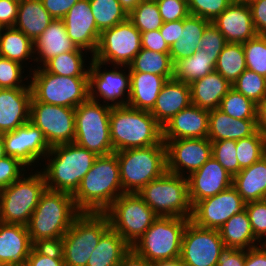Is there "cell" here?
I'll list each match as a JSON object with an SVG mask.
<instances>
[{
  "instance_id": "1",
  "label": "cell",
  "mask_w": 266,
  "mask_h": 266,
  "mask_svg": "<svg viewBox=\"0 0 266 266\" xmlns=\"http://www.w3.org/2000/svg\"><path fill=\"white\" fill-rule=\"evenodd\" d=\"M81 212L72 194L45 189L27 225L33 245H57Z\"/></svg>"
},
{
  "instance_id": "2",
  "label": "cell",
  "mask_w": 266,
  "mask_h": 266,
  "mask_svg": "<svg viewBox=\"0 0 266 266\" xmlns=\"http://www.w3.org/2000/svg\"><path fill=\"white\" fill-rule=\"evenodd\" d=\"M124 193L117 155L98 156L72 195L80 212L104 213Z\"/></svg>"
},
{
  "instance_id": "3",
  "label": "cell",
  "mask_w": 266,
  "mask_h": 266,
  "mask_svg": "<svg viewBox=\"0 0 266 266\" xmlns=\"http://www.w3.org/2000/svg\"><path fill=\"white\" fill-rule=\"evenodd\" d=\"M110 138L114 152L165 144L163 127L151 113L128 105L111 108Z\"/></svg>"
},
{
  "instance_id": "4",
  "label": "cell",
  "mask_w": 266,
  "mask_h": 266,
  "mask_svg": "<svg viewBox=\"0 0 266 266\" xmlns=\"http://www.w3.org/2000/svg\"><path fill=\"white\" fill-rule=\"evenodd\" d=\"M47 155L45 157L49 163L41 171L45 178L46 189L72 195L98 157L75 142L55 145Z\"/></svg>"
},
{
  "instance_id": "5",
  "label": "cell",
  "mask_w": 266,
  "mask_h": 266,
  "mask_svg": "<svg viewBox=\"0 0 266 266\" xmlns=\"http://www.w3.org/2000/svg\"><path fill=\"white\" fill-rule=\"evenodd\" d=\"M124 193H138L167 172L165 144L114 152Z\"/></svg>"
},
{
  "instance_id": "6",
  "label": "cell",
  "mask_w": 266,
  "mask_h": 266,
  "mask_svg": "<svg viewBox=\"0 0 266 266\" xmlns=\"http://www.w3.org/2000/svg\"><path fill=\"white\" fill-rule=\"evenodd\" d=\"M109 228L105 213L81 212L57 244L65 266H86L101 236Z\"/></svg>"
},
{
  "instance_id": "7",
  "label": "cell",
  "mask_w": 266,
  "mask_h": 266,
  "mask_svg": "<svg viewBox=\"0 0 266 266\" xmlns=\"http://www.w3.org/2000/svg\"><path fill=\"white\" fill-rule=\"evenodd\" d=\"M189 221L183 217L158 216L131 248L151 263L180 259L182 237Z\"/></svg>"
},
{
  "instance_id": "8",
  "label": "cell",
  "mask_w": 266,
  "mask_h": 266,
  "mask_svg": "<svg viewBox=\"0 0 266 266\" xmlns=\"http://www.w3.org/2000/svg\"><path fill=\"white\" fill-rule=\"evenodd\" d=\"M137 194L157 216L191 218L192 206L188 197L186 176L166 172Z\"/></svg>"
},
{
  "instance_id": "9",
  "label": "cell",
  "mask_w": 266,
  "mask_h": 266,
  "mask_svg": "<svg viewBox=\"0 0 266 266\" xmlns=\"http://www.w3.org/2000/svg\"><path fill=\"white\" fill-rule=\"evenodd\" d=\"M111 108L89 98L77 106L74 142L97 156L114 153L110 138Z\"/></svg>"
},
{
  "instance_id": "10",
  "label": "cell",
  "mask_w": 266,
  "mask_h": 266,
  "mask_svg": "<svg viewBox=\"0 0 266 266\" xmlns=\"http://www.w3.org/2000/svg\"><path fill=\"white\" fill-rule=\"evenodd\" d=\"M34 68L30 81L32 97L46 104L76 108L89 98L88 77H65Z\"/></svg>"
},
{
  "instance_id": "11",
  "label": "cell",
  "mask_w": 266,
  "mask_h": 266,
  "mask_svg": "<svg viewBox=\"0 0 266 266\" xmlns=\"http://www.w3.org/2000/svg\"><path fill=\"white\" fill-rule=\"evenodd\" d=\"M46 184L43 173L37 171L13 182L0 191V222L27 226L38 205Z\"/></svg>"
},
{
  "instance_id": "12",
  "label": "cell",
  "mask_w": 266,
  "mask_h": 266,
  "mask_svg": "<svg viewBox=\"0 0 266 266\" xmlns=\"http://www.w3.org/2000/svg\"><path fill=\"white\" fill-rule=\"evenodd\" d=\"M110 227L132 246L158 217L137 193H123L104 212Z\"/></svg>"
},
{
  "instance_id": "13",
  "label": "cell",
  "mask_w": 266,
  "mask_h": 266,
  "mask_svg": "<svg viewBox=\"0 0 266 266\" xmlns=\"http://www.w3.org/2000/svg\"><path fill=\"white\" fill-rule=\"evenodd\" d=\"M141 48V32L127 18L100 33L92 58L103 64L127 68Z\"/></svg>"
},
{
  "instance_id": "14",
  "label": "cell",
  "mask_w": 266,
  "mask_h": 266,
  "mask_svg": "<svg viewBox=\"0 0 266 266\" xmlns=\"http://www.w3.org/2000/svg\"><path fill=\"white\" fill-rule=\"evenodd\" d=\"M30 122L38 127L50 147L74 142L75 108L30 102Z\"/></svg>"
},
{
  "instance_id": "15",
  "label": "cell",
  "mask_w": 266,
  "mask_h": 266,
  "mask_svg": "<svg viewBox=\"0 0 266 266\" xmlns=\"http://www.w3.org/2000/svg\"><path fill=\"white\" fill-rule=\"evenodd\" d=\"M224 248L219 230L202 228L189 221L182 237L180 262L185 266H217Z\"/></svg>"
},
{
  "instance_id": "16",
  "label": "cell",
  "mask_w": 266,
  "mask_h": 266,
  "mask_svg": "<svg viewBox=\"0 0 266 266\" xmlns=\"http://www.w3.org/2000/svg\"><path fill=\"white\" fill-rule=\"evenodd\" d=\"M245 205L246 202L231 186L213 197L196 202L192 206L190 221L202 228L219 230L231 216L244 211Z\"/></svg>"
},
{
  "instance_id": "17",
  "label": "cell",
  "mask_w": 266,
  "mask_h": 266,
  "mask_svg": "<svg viewBox=\"0 0 266 266\" xmlns=\"http://www.w3.org/2000/svg\"><path fill=\"white\" fill-rule=\"evenodd\" d=\"M102 62L91 59L88 72L89 99L99 102L98 98H102L104 103L111 107L128 105L130 95V72L128 74L119 70L116 65L115 69L103 72L100 71L103 66ZM127 92V96L124 94ZM97 93V94H96ZM96 96H95V95ZM126 98H123V97ZM118 98L120 100H118ZM126 99V100H125ZM107 101V102H106ZM112 102L111 104L109 103Z\"/></svg>"
},
{
  "instance_id": "18",
  "label": "cell",
  "mask_w": 266,
  "mask_h": 266,
  "mask_svg": "<svg viewBox=\"0 0 266 266\" xmlns=\"http://www.w3.org/2000/svg\"><path fill=\"white\" fill-rule=\"evenodd\" d=\"M166 147L167 172L185 176L200 169L212 157L208 138L163 140ZM184 174V175H183Z\"/></svg>"
},
{
  "instance_id": "19",
  "label": "cell",
  "mask_w": 266,
  "mask_h": 266,
  "mask_svg": "<svg viewBox=\"0 0 266 266\" xmlns=\"http://www.w3.org/2000/svg\"><path fill=\"white\" fill-rule=\"evenodd\" d=\"M6 156L20 160L24 165L32 166L50 151L42 131L30 121L14 131L2 134Z\"/></svg>"
},
{
  "instance_id": "20",
  "label": "cell",
  "mask_w": 266,
  "mask_h": 266,
  "mask_svg": "<svg viewBox=\"0 0 266 266\" xmlns=\"http://www.w3.org/2000/svg\"><path fill=\"white\" fill-rule=\"evenodd\" d=\"M187 180L188 197L191 206L233 186V176L213 157L200 169L188 175Z\"/></svg>"
},
{
  "instance_id": "21",
  "label": "cell",
  "mask_w": 266,
  "mask_h": 266,
  "mask_svg": "<svg viewBox=\"0 0 266 266\" xmlns=\"http://www.w3.org/2000/svg\"><path fill=\"white\" fill-rule=\"evenodd\" d=\"M67 35L78 47L95 53L100 31L95 24V18L90 8L89 0H79L75 3L62 19Z\"/></svg>"
},
{
  "instance_id": "22",
  "label": "cell",
  "mask_w": 266,
  "mask_h": 266,
  "mask_svg": "<svg viewBox=\"0 0 266 266\" xmlns=\"http://www.w3.org/2000/svg\"><path fill=\"white\" fill-rule=\"evenodd\" d=\"M227 43H245L258 34L253 24L248 2H232L211 22Z\"/></svg>"
},
{
  "instance_id": "23",
  "label": "cell",
  "mask_w": 266,
  "mask_h": 266,
  "mask_svg": "<svg viewBox=\"0 0 266 266\" xmlns=\"http://www.w3.org/2000/svg\"><path fill=\"white\" fill-rule=\"evenodd\" d=\"M30 87L0 88V134L30 121Z\"/></svg>"
},
{
  "instance_id": "24",
  "label": "cell",
  "mask_w": 266,
  "mask_h": 266,
  "mask_svg": "<svg viewBox=\"0 0 266 266\" xmlns=\"http://www.w3.org/2000/svg\"><path fill=\"white\" fill-rule=\"evenodd\" d=\"M209 110L190 105L163 126V140L207 138Z\"/></svg>"
},
{
  "instance_id": "25",
  "label": "cell",
  "mask_w": 266,
  "mask_h": 266,
  "mask_svg": "<svg viewBox=\"0 0 266 266\" xmlns=\"http://www.w3.org/2000/svg\"><path fill=\"white\" fill-rule=\"evenodd\" d=\"M33 246L27 226L0 222V266H25Z\"/></svg>"
},
{
  "instance_id": "26",
  "label": "cell",
  "mask_w": 266,
  "mask_h": 266,
  "mask_svg": "<svg viewBox=\"0 0 266 266\" xmlns=\"http://www.w3.org/2000/svg\"><path fill=\"white\" fill-rule=\"evenodd\" d=\"M191 104L190 84L172 78L164 84L150 113L163 127Z\"/></svg>"
},
{
  "instance_id": "27",
  "label": "cell",
  "mask_w": 266,
  "mask_h": 266,
  "mask_svg": "<svg viewBox=\"0 0 266 266\" xmlns=\"http://www.w3.org/2000/svg\"><path fill=\"white\" fill-rule=\"evenodd\" d=\"M72 51H86L78 48L67 35L66 27L62 19H54L46 30L34 42V60L42 62L43 65L51 58L59 54ZM40 59V60H39Z\"/></svg>"
},
{
  "instance_id": "28",
  "label": "cell",
  "mask_w": 266,
  "mask_h": 266,
  "mask_svg": "<svg viewBox=\"0 0 266 266\" xmlns=\"http://www.w3.org/2000/svg\"><path fill=\"white\" fill-rule=\"evenodd\" d=\"M256 119H234L220 109L209 111L208 136L210 141L247 138L257 132Z\"/></svg>"
},
{
  "instance_id": "29",
  "label": "cell",
  "mask_w": 266,
  "mask_h": 266,
  "mask_svg": "<svg viewBox=\"0 0 266 266\" xmlns=\"http://www.w3.org/2000/svg\"><path fill=\"white\" fill-rule=\"evenodd\" d=\"M172 78L151 73H130L128 106L150 112L164 84Z\"/></svg>"
},
{
  "instance_id": "30",
  "label": "cell",
  "mask_w": 266,
  "mask_h": 266,
  "mask_svg": "<svg viewBox=\"0 0 266 266\" xmlns=\"http://www.w3.org/2000/svg\"><path fill=\"white\" fill-rule=\"evenodd\" d=\"M231 88L232 85L214 70L190 84L191 103L209 111L217 109Z\"/></svg>"
},
{
  "instance_id": "31",
  "label": "cell",
  "mask_w": 266,
  "mask_h": 266,
  "mask_svg": "<svg viewBox=\"0 0 266 266\" xmlns=\"http://www.w3.org/2000/svg\"><path fill=\"white\" fill-rule=\"evenodd\" d=\"M233 187L248 203L266 199V155L233 177Z\"/></svg>"
},
{
  "instance_id": "32",
  "label": "cell",
  "mask_w": 266,
  "mask_h": 266,
  "mask_svg": "<svg viewBox=\"0 0 266 266\" xmlns=\"http://www.w3.org/2000/svg\"><path fill=\"white\" fill-rule=\"evenodd\" d=\"M53 20L44 8L42 0H23L19 2L17 19L13 27L35 42Z\"/></svg>"
},
{
  "instance_id": "33",
  "label": "cell",
  "mask_w": 266,
  "mask_h": 266,
  "mask_svg": "<svg viewBox=\"0 0 266 266\" xmlns=\"http://www.w3.org/2000/svg\"><path fill=\"white\" fill-rule=\"evenodd\" d=\"M211 22L205 18L189 14L183 19V30L177 42L170 47L173 64L180 59L190 57L200 46L204 30Z\"/></svg>"
},
{
  "instance_id": "34",
  "label": "cell",
  "mask_w": 266,
  "mask_h": 266,
  "mask_svg": "<svg viewBox=\"0 0 266 266\" xmlns=\"http://www.w3.org/2000/svg\"><path fill=\"white\" fill-rule=\"evenodd\" d=\"M131 246L111 227L101 236L86 266H119Z\"/></svg>"
},
{
  "instance_id": "35",
  "label": "cell",
  "mask_w": 266,
  "mask_h": 266,
  "mask_svg": "<svg viewBox=\"0 0 266 266\" xmlns=\"http://www.w3.org/2000/svg\"><path fill=\"white\" fill-rule=\"evenodd\" d=\"M219 232L225 247L247 250L258 246L259 241L253 234L246 210L231 216Z\"/></svg>"
},
{
  "instance_id": "36",
  "label": "cell",
  "mask_w": 266,
  "mask_h": 266,
  "mask_svg": "<svg viewBox=\"0 0 266 266\" xmlns=\"http://www.w3.org/2000/svg\"><path fill=\"white\" fill-rule=\"evenodd\" d=\"M217 59L202 49H198L190 57L176 61L173 67V79L191 84L215 70Z\"/></svg>"
},
{
  "instance_id": "37",
  "label": "cell",
  "mask_w": 266,
  "mask_h": 266,
  "mask_svg": "<svg viewBox=\"0 0 266 266\" xmlns=\"http://www.w3.org/2000/svg\"><path fill=\"white\" fill-rule=\"evenodd\" d=\"M32 53L34 42L22 31L14 27L3 28L0 34V54L3 58L23 65L24 61L35 57Z\"/></svg>"
},
{
  "instance_id": "38",
  "label": "cell",
  "mask_w": 266,
  "mask_h": 266,
  "mask_svg": "<svg viewBox=\"0 0 266 266\" xmlns=\"http://www.w3.org/2000/svg\"><path fill=\"white\" fill-rule=\"evenodd\" d=\"M174 64L169 53L154 52L141 48L128 65L130 73H151L173 77Z\"/></svg>"
},
{
  "instance_id": "39",
  "label": "cell",
  "mask_w": 266,
  "mask_h": 266,
  "mask_svg": "<svg viewBox=\"0 0 266 266\" xmlns=\"http://www.w3.org/2000/svg\"><path fill=\"white\" fill-rule=\"evenodd\" d=\"M247 69L245 52L241 43H227L218 56L215 71L231 85Z\"/></svg>"
},
{
  "instance_id": "40",
  "label": "cell",
  "mask_w": 266,
  "mask_h": 266,
  "mask_svg": "<svg viewBox=\"0 0 266 266\" xmlns=\"http://www.w3.org/2000/svg\"><path fill=\"white\" fill-rule=\"evenodd\" d=\"M83 54V51L62 53L51 58L42 66L51 74L65 77H88L89 69L84 68Z\"/></svg>"
},
{
  "instance_id": "41",
  "label": "cell",
  "mask_w": 266,
  "mask_h": 266,
  "mask_svg": "<svg viewBox=\"0 0 266 266\" xmlns=\"http://www.w3.org/2000/svg\"><path fill=\"white\" fill-rule=\"evenodd\" d=\"M89 4L100 32L110 29L128 18V13L118 0H89Z\"/></svg>"
},
{
  "instance_id": "42",
  "label": "cell",
  "mask_w": 266,
  "mask_h": 266,
  "mask_svg": "<svg viewBox=\"0 0 266 266\" xmlns=\"http://www.w3.org/2000/svg\"><path fill=\"white\" fill-rule=\"evenodd\" d=\"M128 19L141 32L160 29L163 20L156 1H141L133 10L128 13Z\"/></svg>"
},
{
  "instance_id": "43",
  "label": "cell",
  "mask_w": 266,
  "mask_h": 266,
  "mask_svg": "<svg viewBox=\"0 0 266 266\" xmlns=\"http://www.w3.org/2000/svg\"><path fill=\"white\" fill-rule=\"evenodd\" d=\"M236 149L240 171L266 155V136L257 131L250 137L236 141Z\"/></svg>"
},
{
  "instance_id": "44",
  "label": "cell",
  "mask_w": 266,
  "mask_h": 266,
  "mask_svg": "<svg viewBox=\"0 0 266 266\" xmlns=\"http://www.w3.org/2000/svg\"><path fill=\"white\" fill-rule=\"evenodd\" d=\"M234 119H256L257 104L231 88L218 107Z\"/></svg>"
},
{
  "instance_id": "45",
  "label": "cell",
  "mask_w": 266,
  "mask_h": 266,
  "mask_svg": "<svg viewBox=\"0 0 266 266\" xmlns=\"http://www.w3.org/2000/svg\"><path fill=\"white\" fill-rule=\"evenodd\" d=\"M232 88L257 104L266 97V77L246 69Z\"/></svg>"
},
{
  "instance_id": "46",
  "label": "cell",
  "mask_w": 266,
  "mask_h": 266,
  "mask_svg": "<svg viewBox=\"0 0 266 266\" xmlns=\"http://www.w3.org/2000/svg\"><path fill=\"white\" fill-rule=\"evenodd\" d=\"M242 46L247 69L266 77V36L257 35Z\"/></svg>"
},
{
  "instance_id": "47",
  "label": "cell",
  "mask_w": 266,
  "mask_h": 266,
  "mask_svg": "<svg viewBox=\"0 0 266 266\" xmlns=\"http://www.w3.org/2000/svg\"><path fill=\"white\" fill-rule=\"evenodd\" d=\"M212 157L233 177L239 172L235 140L211 141Z\"/></svg>"
},
{
  "instance_id": "48",
  "label": "cell",
  "mask_w": 266,
  "mask_h": 266,
  "mask_svg": "<svg viewBox=\"0 0 266 266\" xmlns=\"http://www.w3.org/2000/svg\"><path fill=\"white\" fill-rule=\"evenodd\" d=\"M25 266H65L57 245H34Z\"/></svg>"
},
{
  "instance_id": "49",
  "label": "cell",
  "mask_w": 266,
  "mask_h": 266,
  "mask_svg": "<svg viewBox=\"0 0 266 266\" xmlns=\"http://www.w3.org/2000/svg\"><path fill=\"white\" fill-rule=\"evenodd\" d=\"M191 15H195L212 22L233 1L232 0H186Z\"/></svg>"
},
{
  "instance_id": "50",
  "label": "cell",
  "mask_w": 266,
  "mask_h": 266,
  "mask_svg": "<svg viewBox=\"0 0 266 266\" xmlns=\"http://www.w3.org/2000/svg\"><path fill=\"white\" fill-rule=\"evenodd\" d=\"M245 210L250 220V225L255 238L261 243L263 236H266V199L248 202ZM266 243L263 242V244Z\"/></svg>"
},
{
  "instance_id": "51",
  "label": "cell",
  "mask_w": 266,
  "mask_h": 266,
  "mask_svg": "<svg viewBox=\"0 0 266 266\" xmlns=\"http://www.w3.org/2000/svg\"><path fill=\"white\" fill-rule=\"evenodd\" d=\"M22 69L23 66L20 63L2 57L0 60V88L30 87L29 83H27L28 85L22 84V74L24 73Z\"/></svg>"
},
{
  "instance_id": "52",
  "label": "cell",
  "mask_w": 266,
  "mask_h": 266,
  "mask_svg": "<svg viewBox=\"0 0 266 266\" xmlns=\"http://www.w3.org/2000/svg\"><path fill=\"white\" fill-rule=\"evenodd\" d=\"M26 167L20 160L12 156L0 159V191L24 176L23 171H26Z\"/></svg>"
},
{
  "instance_id": "53",
  "label": "cell",
  "mask_w": 266,
  "mask_h": 266,
  "mask_svg": "<svg viewBox=\"0 0 266 266\" xmlns=\"http://www.w3.org/2000/svg\"><path fill=\"white\" fill-rule=\"evenodd\" d=\"M226 44L227 41L225 37L212 23H210L204 30L199 49L204 50L208 55L218 59V56Z\"/></svg>"
},
{
  "instance_id": "54",
  "label": "cell",
  "mask_w": 266,
  "mask_h": 266,
  "mask_svg": "<svg viewBox=\"0 0 266 266\" xmlns=\"http://www.w3.org/2000/svg\"><path fill=\"white\" fill-rule=\"evenodd\" d=\"M164 23L183 20L190 13L186 0H156Z\"/></svg>"
},
{
  "instance_id": "55",
  "label": "cell",
  "mask_w": 266,
  "mask_h": 266,
  "mask_svg": "<svg viewBox=\"0 0 266 266\" xmlns=\"http://www.w3.org/2000/svg\"><path fill=\"white\" fill-rule=\"evenodd\" d=\"M141 47L154 52H170V47L166 44L159 29L141 33Z\"/></svg>"
},
{
  "instance_id": "56",
  "label": "cell",
  "mask_w": 266,
  "mask_h": 266,
  "mask_svg": "<svg viewBox=\"0 0 266 266\" xmlns=\"http://www.w3.org/2000/svg\"><path fill=\"white\" fill-rule=\"evenodd\" d=\"M248 5L257 34L266 36V0H250Z\"/></svg>"
},
{
  "instance_id": "57",
  "label": "cell",
  "mask_w": 266,
  "mask_h": 266,
  "mask_svg": "<svg viewBox=\"0 0 266 266\" xmlns=\"http://www.w3.org/2000/svg\"><path fill=\"white\" fill-rule=\"evenodd\" d=\"M19 2L16 0H0V25L3 28L13 27L18 14Z\"/></svg>"
},
{
  "instance_id": "58",
  "label": "cell",
  "mask_w": 266,
  "mask_h": 266,
  "mask_svg": "<svg viewBox=\"0 0 266 266\" xmlns=\"http://www.w3.org/2000/svg\"><path fill=\"white\" fill-rule=\"evenodd\" d=\"M245 250L225 247L219 255L217 266H244Z\"/></svg>"
},
{
  "instance_id": "59",
  "label": "cell",
  "mask_w": 266,
  "mask_h": 266,
  "mask_svg": "<svg viewBox=\"0 0 266 266\" xmlns=\"http://www.w3.org/2000/svg\"><path fill=\"white\" fill-rule=\"evenodd\" d=\"M79 0H42L44 8L53 19H63L70 8Z\"/></svg>"
},
{
  "instance_id": "60",
  "label": "cell",
  "mask_w": 266,
  "mask_h": 266,
  "mask_svg": "<svg viewBox=\"0 0 266 266\" xmlns=\"http://www.w3.org/2000/svg\"><path fill=\"white\" fill-rule=\"evenodd\" d=\"M181 30H183V20L163 23L159 29L163 39L169 47L178 41L181 35Z\"/></svg>"
},
{
  "instance_id": "61",
  "label": "cell",
  "mask_w": 266,
  "mask_h": 266,
  "mask_svg": "<svg viewBox=\"0 0 266 266\" xmlns=\"http://www.w3.org/2000/svg\"><path fill=\"white\" fill-rule=\"evenodd\" d=\"M244 266H266V244L245 250Z\"/></svg>"
},
{
  "instance_id": "62",
  "label": "cell",
  "mask_w": 266,
  "mask_h": 266,
  "mask_svg": "<svg viewBox=\"0 0 266 266\" xmlns=\"http://www.w3.org/2000/svg\"><path fill=\"white\" fill-rule=\"evenodd\" d=\"M119 266H151L146 258L136 253L132 248L124 255Z\"/></svg>"
},
{
  "instance_id": "63",
  "label": "cell",
  "mask_w": 266,
  "mask_h": 266,
  "mask_svg": "<svg viewBox=\"0 0 266 266\" xmlns=\"http://www.w3.org/2000/svg\"><path fill=\"white\" fill-rule=\"evenodd\" d=\"M256 126L257 130L266 136V97L257 103Z\"/></svg>"
},
{
  "instance_id": "64",
  "label": "cell",
  "mask_w": 266,
  "mask_h": 266,
  "mask_svg": "<svg viewBox=\"0 0 266 266\" xmlns=\"http://www.w3.org/2000/svg\"><path fill=\"white\" fill-rule=\"evenodd\" d=\"M127 13L133 10L141 1L144 0H118Z\"/></svg>"
},
{
  "instance_id": "65",
  "label": "cell",
  "mask_w": 266,
  "mask_h": 266,
  "mask_svg": "<svg viewBox=\"0 0 266 266\" xmlns=\"http://www.w3.org/2000/svg\"><path fill=\"white\" fill-rule=\"evenodd\" d=\"M180 263V259L155 261L151 263V266H177Z\"/></svg>"
},
{
  "instance_id": "66",
  "label": "cell",
  "mask_w": 266,
  "mask_h": 266,
  "mask_svg": "<svg viewBox=\"0 0 266 266\" xmlns=\"http://www.w3.org/2000/svg\"><path fill=\"white\" fill-rule=\"evenodd\" d=\"M6 156L2 134H0V159Z\"/></svg>"
},
{
  "instance_id": "67",
  "label": "cell",
  "mask_w": 266,
  "mask_h": 266,
  "mask_svg": "<svg viewBox=\"0 0 266 266\" xmlns=\"http://www.w3.org/2000/svg\"><path fill=\"white\" fill-rule=\"evenodd\" d=\"M234 2H249L250 0H232Z\"/></svg>"
},
{
  "instance_id": "68",
  "label": "cell",
  "mask_w": 266,
  "mask_h": 266,
  "mask_svg": "<svg viewBox=\"0 0 266 266\" xmlns=\"http://www.w3.org/2000/svg\"><path fill=\"white\" fill-rule=\"evenodd\" d=\"M2 30H3V27L0 25V34H1Z\"/></svg>"
},
{
  "instance_id": "69",
  "label": "cell",
  "mask_w": 266,
  "mask_h": 266,
  "mask_svg": "<svg viewBox=\"0 0 266 266\" xmlns=\"http://www.w3.org/2000/svg\"><path fill=\"white\" fill-rule=\"evenodd\" d=\"M177 266H185V265H183V264L180 262Z\"/></svg>"
}]
</instances>
